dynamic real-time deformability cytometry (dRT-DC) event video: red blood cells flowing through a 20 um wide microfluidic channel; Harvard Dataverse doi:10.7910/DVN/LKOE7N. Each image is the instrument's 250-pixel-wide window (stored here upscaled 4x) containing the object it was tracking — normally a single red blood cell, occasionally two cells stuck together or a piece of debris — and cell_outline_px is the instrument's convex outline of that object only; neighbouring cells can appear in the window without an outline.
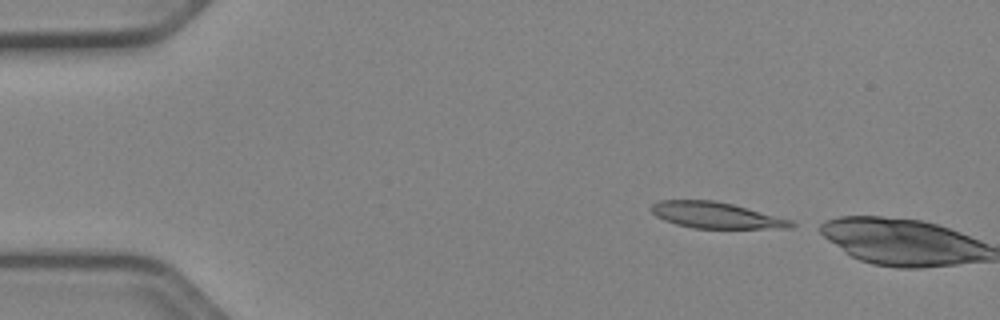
{"species": "Egyptian fruit bat (a non-hibernating species)", "species_latin": "Rousettus aegyptiacus", "temperature_condition": "cold", "stored_images_in_passage": 3, "camera_frame_rate_fps": 3000, "um_per_image_px": 0.085, "animal": {"sex": "female"}, "frame": {"image": 1, "passage_image": 2, "time_ms": 0.333, "image_size_px": [1000, 320], "cell_outline_px": [[796, 224], [792, 228], [692, 228], [676, 224], [664, 220], [656, 216], [652, 212], [652, 204], [660, 200], [716, 200], [732, 204], [792, 220]], "centroid_in_image_um": [60.86, 18.29], "position_along_channel_um": 24.1, "area_um2": 21.15}}